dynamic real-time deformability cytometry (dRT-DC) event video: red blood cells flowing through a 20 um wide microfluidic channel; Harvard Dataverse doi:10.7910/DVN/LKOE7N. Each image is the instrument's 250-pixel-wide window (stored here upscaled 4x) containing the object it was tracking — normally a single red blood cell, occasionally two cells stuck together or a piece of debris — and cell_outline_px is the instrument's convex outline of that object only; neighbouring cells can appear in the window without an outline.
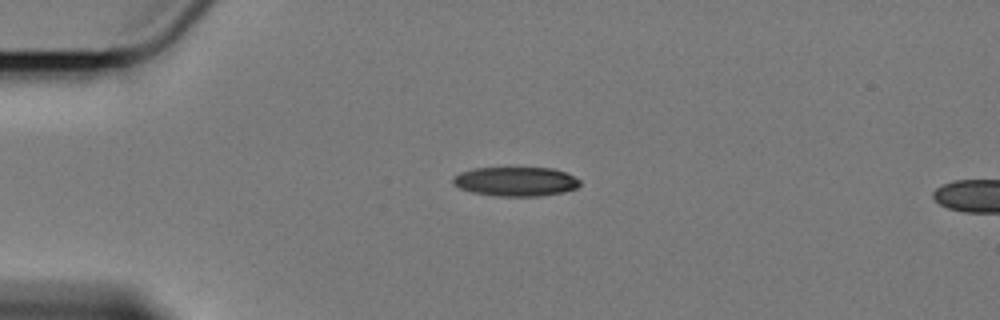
{"species": "Egyptian fruit bat (a non-hibernating species)", "species_latin": "Rousettus aegyptiacus", "temperature_condition": "cold", "stored_images_in_passage": 5, "camera_frame_rate_fps": 3000, "um_per_image_px": 0.085, "animal": {"sex": "female"}, "frame": {"image": 1, "passage_image": 1, "time_ms": 0.0, "image_size_px": [1000, 320], "cell_outline_px": [[580, 184], [576, 188], [564, 192], [540, 196], [496, 196], [472, 192], [460, 188], [452, 184], [452, 176], [460, 172], [472, 168], [552, 168], [564, 172], [580, 180]], "centroid_in_image_um": [43.79, 15.43], "position_along_channel_um": 41.2, "area_um2": 21.68}}